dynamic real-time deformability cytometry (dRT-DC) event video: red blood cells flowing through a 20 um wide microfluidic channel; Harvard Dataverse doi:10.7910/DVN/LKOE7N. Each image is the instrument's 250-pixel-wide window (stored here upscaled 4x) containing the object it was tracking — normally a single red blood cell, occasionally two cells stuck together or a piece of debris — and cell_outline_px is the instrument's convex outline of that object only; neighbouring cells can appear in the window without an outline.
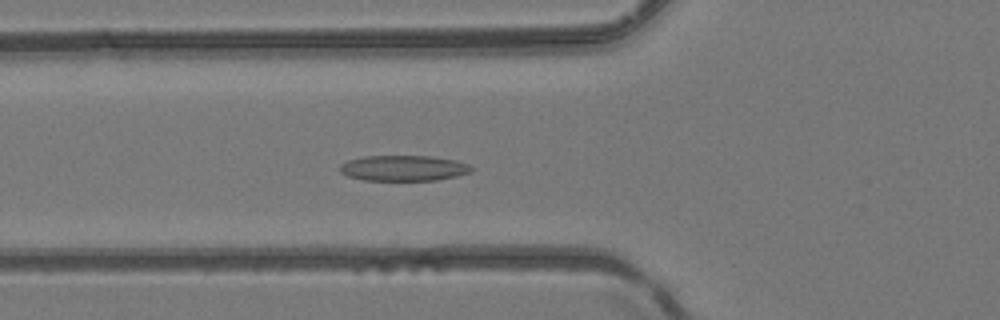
{"species": "common noctule bat (a hibernating species)", "species_latin": "Nyctalus noctula", "temperature_condition": "room temperature", "stored_images_in_passage": 50, "camera_frame_rate_fps": 3000, "um_per_image_px": 0.085, "animal": {"sex": "female", "body_mass_g": 24.6, "forearm_length_mm": 56.2}, "frame": {"image": 1, "passage_image": 19, "time_ms": 6.0, "image_size_px": [1000, 320], "cell_outline_px": [[472, 172], [456, 176], [436, 180], [364, 180], [348, 176], [340, 172], [340, 164], [348, 160], [364, 156], [432, 156], [456, 160], [468, 164], [472, 168]], "centroid_in_image_um": [34.3, 14.28], "position_along_channel_um": 91.5, "area_um2": 19.59}}
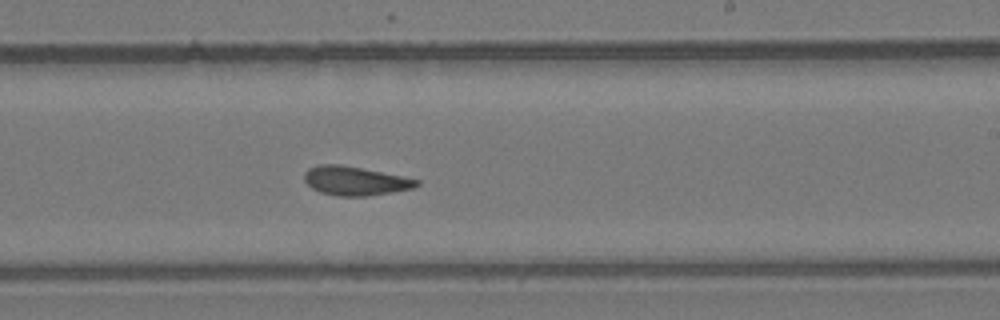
{"frame": {"image": 2, "passage_image": 31, "time_ms": 10.0, "image_size_px": [1000, 320], "cell_outline_px": [[420, 184], [412, 188], [392, 192], [368, 196], [336, 196], [320, 192], [312, 188], [304, 180], [304, 172], [308, 168], [320, 164], [340, 164], [420, 180]], "centroid_in_image_um": [30.14, 15.38], "position_along_channel_um": 258.9, "area_um2": 18.79}}
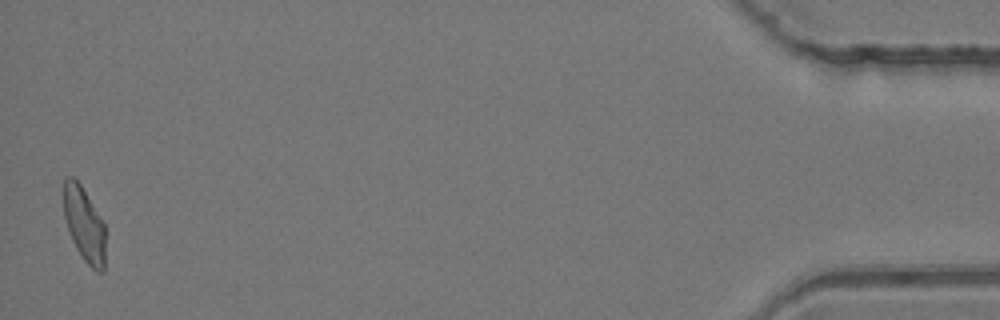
{"frame": {"image": 3, "passage_image": 50, "time_ms": 16.333, "image_size_px": [1000, 320], "cell_outline_px": [[104, 272], [96, 272], [80, 256], [72, 240], [64, 216], [64, 176], [72, 176], [80, 184], [104, 220]], "centroid_in_image_um": [7.16, 19.07], "position_along_channel_um": 428.0, "area_um2": 18.15}, "authors_computed_cell_mechanics": {"area_um2": 19.2763, "velocity_mm_per_s": 4.1683, "shape_relaxation_time_tau1_ms": null, "shape_relaxation_time_tau2_ms": 3.2377, "deformation_change_tau1": null, "deformation_change_tau2": 0.119}}